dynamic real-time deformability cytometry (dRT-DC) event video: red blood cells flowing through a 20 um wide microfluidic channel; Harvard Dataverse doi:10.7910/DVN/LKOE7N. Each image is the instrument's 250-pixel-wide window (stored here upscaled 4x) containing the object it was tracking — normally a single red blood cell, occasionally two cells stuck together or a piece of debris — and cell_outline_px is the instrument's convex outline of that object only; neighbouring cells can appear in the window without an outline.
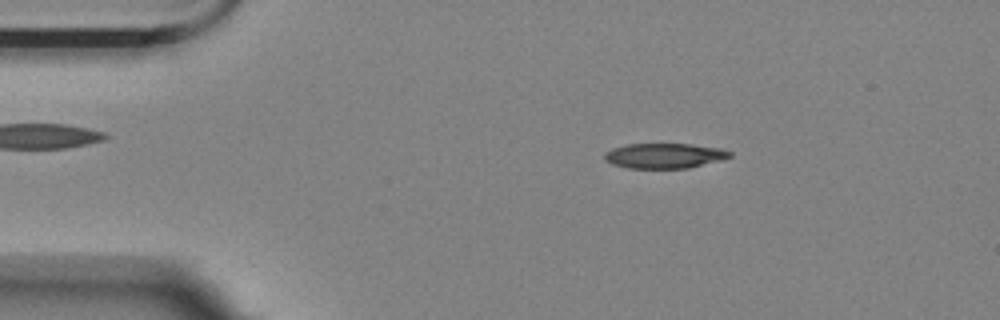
{"species": "Egyptian fruit bat (a non-hibernating species)", "species_latin": "Rousettus aegyptiacus", "temperature_condition": "room temperature", "stored_images_in_passage": 7, "camera_frame_rate_fps": 3000, "um_per_image_px": 0.085, "animal": {"sex": "female"}, "frame": {"image": 1, "passage_image": 2, "time_ms": 0.333, "image_size_px": [1000, 320], "cell_outline_px": [[732, 156], [720, 160], [688, 168], [628, 168], [612, 164], [604, 160], [604, 152], [612, 148], [628, 144], [692, 144], [720, 148], [732, 152]], "centroid_in_image_um": [56.45, 13.23], "position_along_channel_um": 28.6, "area_um2": 18.32}}
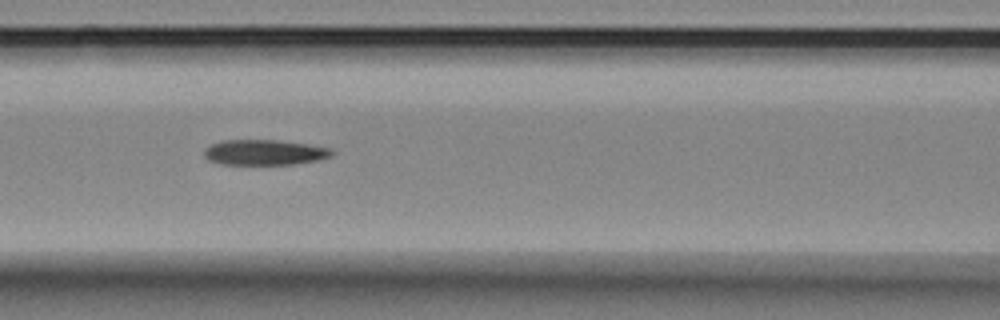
{"frame": {"image": 2, "passage_image": 6, "time_ms": 1.667, "image_size_px": [1000, 320], "cell_outline_px": [[332, 156], [316, 160], [292, 164], [220, 164], [208, 160], [204, 156], [204, 148], [212, 144], [224, 140], [276, 140], [304, 144], [328, 148], [332, 152]], "centroid_in_image_um": [22.4, 12.95], "position_along_channel_um": 144.2, "area_um2": 18.55}}
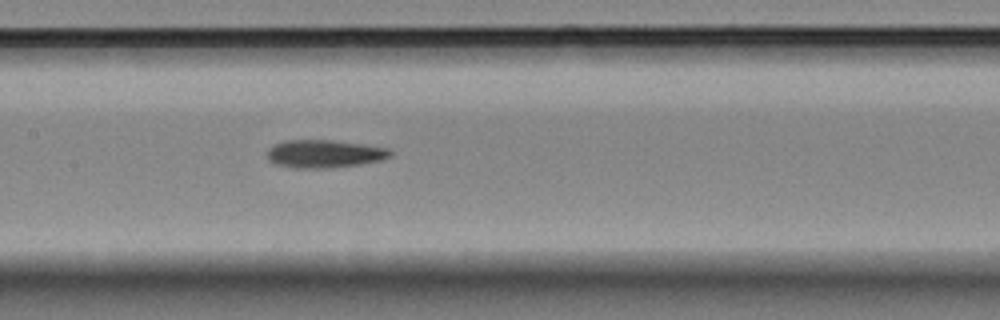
{"frame": {"image": 3, "passage_image": 7, "time_ms": 2.0, "image_size_px": [1000, 320], "cell_outline_px": [[392, 156], [380, 160], [360, 164], [328, 168], [296, 168], [276, 164], [268, 160], [268, 148], [284, 140], [332, 140], [388, 148], [392, 152]], "centroid_in_image_um": [27.56, 13.07], "position_along_channel_um": 179.8, "area_um2": 19.88}}